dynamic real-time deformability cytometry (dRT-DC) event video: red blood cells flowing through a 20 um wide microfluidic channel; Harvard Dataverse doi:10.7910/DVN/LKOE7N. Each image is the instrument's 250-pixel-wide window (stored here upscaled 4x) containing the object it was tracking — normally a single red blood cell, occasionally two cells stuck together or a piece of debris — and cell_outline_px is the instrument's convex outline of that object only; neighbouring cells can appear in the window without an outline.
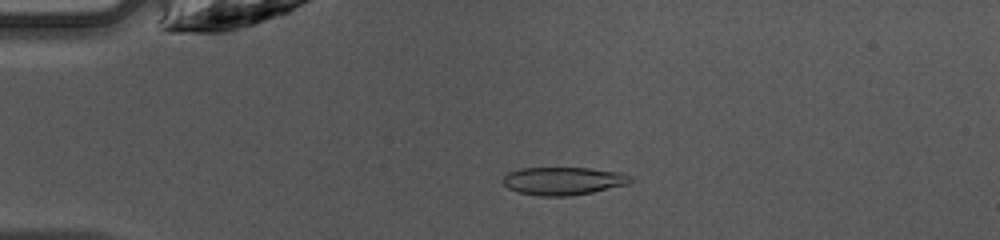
{"species": "common noctule bat (a hibernating species)", "species_latin": "Nyctalus noctula", "temperature_condition": "warm", "stored_images_in_passage": 46, "camera_frame_rate_fps": 3000, "um_per_image_px": 0.085, "animal": {"sex": "female", "body_mass_g": 10.0, "forearm_length_mm": 53.1}, "frame": {"image": 1, "passage_image": 10, "time_ms": 3.0, "image_size_px": [1000, 240], "cell_outline_px": [[632, 180], [628, 184], [592, 192], [572, 196], [540, 196], [516, 192], [508, 188], [500, 180], [508, 172], [520, 168], [588, 168], [620, 172], [628, 176]], "centroid_in_image_um": [47.81, 15.38], "position_along_channel_um": 37.2, "area_um2": 20.81}}
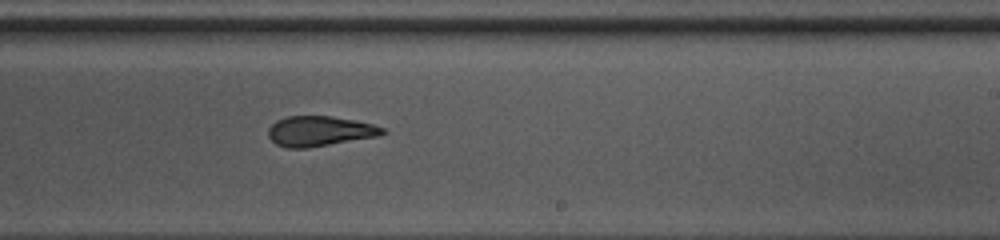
{"frame": {"image": 2, "passage_image": 28, "time_ms": 9.0, "image_size_px": [1000, 240], "cell_outline_px": [[388, 132], [380, 136], [308, 148], [288, 148], [276, 144], [268, 136], [268, 128], [276, 120], [288, 116], [332, 116], [372, 124], [384, 128]], "centroid_in_image_um": [27.18, 11.15], "position_along_channel_um": 261.8, "area_um2": 20.11}}
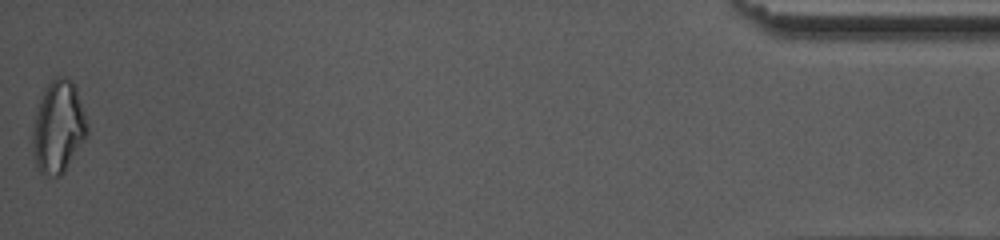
{"frame": {"image": 3, "passage_image": 46, "time_ms": 15.0, "image_size_px": [1000, 240], "cell_outline_px": [[88, 132], [64, 172], [60, 176], [52, 176], [40, 172], [36, 164], [32, 152], [32, 132], [36, 112], [40, 100], [48, 84], [56, 76], [68, 76], [76, 84], [88, 124]], "centroid_in_image_um": [4.96, 10.76], "position_along_channel_um": 430.2, "area_um2": 29.3}, "authors_computed_cell_mechanics": {"area_um2": 20.8369, "velocity_mm_per_s": 4.264, "shape_relaxation_time_tau1_ms": 8.1918, "shape_relaxation_time_tau2_ms": 1.5022, "deformation_change_tau1": 0.2344, "deformation_change_tau2": 0.0865}}